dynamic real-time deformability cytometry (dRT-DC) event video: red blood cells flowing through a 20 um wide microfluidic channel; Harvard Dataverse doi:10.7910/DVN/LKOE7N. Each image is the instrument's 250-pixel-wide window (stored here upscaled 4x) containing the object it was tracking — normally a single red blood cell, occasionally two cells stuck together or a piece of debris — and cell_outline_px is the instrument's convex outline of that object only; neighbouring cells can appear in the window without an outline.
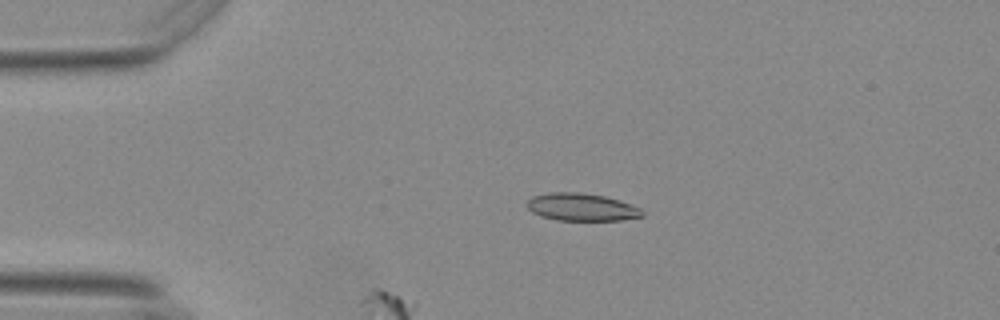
{"species": "Egyptian fruit bat (a non-hibernating species)", "species_latin": "Rousettus aegyptiacus", "temperature_condition": "warm", "stored_images_in_passage": 49, "camera_frame_rate_fps": 3000, "um_per_image_px": 0.085, "animal": {"sex": "female"}, "frame": {"image": 1, "passage_image": 6, "time_ms": 1.667, "image_size_px": [1000, 320], "cell_outline_px": [[644, 216], [620, 220], [556, 220], [540, 216], [532, 212], [528, 208], [528, 200], [532, 196], [548, 192], [576, 192], [604, 196], [640, 208], [644, 212]], "centroid_in_image_um": [49.4, 17.61], "position_along_channel_um": 35.6, "area_um2": 18.32}}
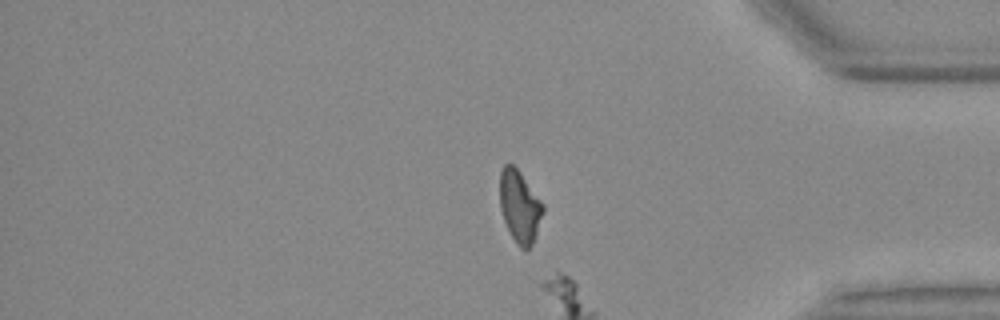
{"frame": {"image": 2, "passage_image": 40, "time_ms": 13.0, "image_size_px": [1000, 320], "cell_outline_px": [[544, 212], [536, 236], [532, 244], [528, 248], [520, 248], [512, 236], [504, 220], [500, 208], [500, 172], [504, 164], [512, 164], [520, 172], [544, 204]], "centroid_in_image_um": [44.18, 17.54], "position_along_channel_um": 391.0, "area_um2": 18.03}}
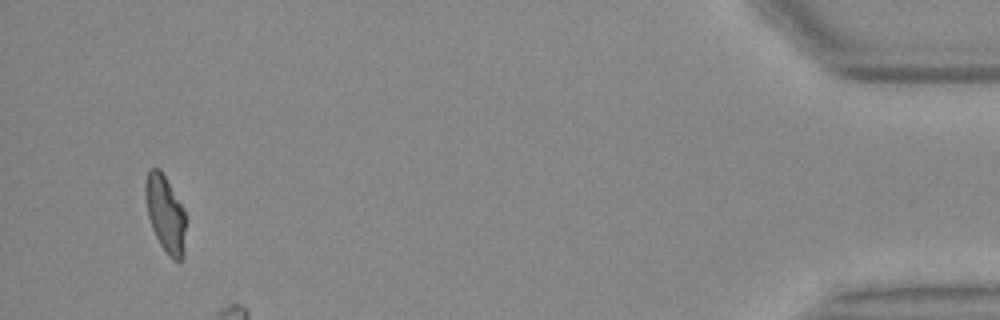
{"frame": {"image": 3, "passage_image": 47, "time_ms": 15.333, "image_size_px": [1000, 320], "cell_outline_px": [[188, 220], [184, 256], [180, 260], [172, 260], [168, 256], [160, 244], [152, 228], [148, 216], [144, 196], [144, 180], [148, 168], [160, 168], [184, 208]], "centroid_in_image_um": [14.08, 18.17], "position_along_channel_um": 421.1, "area_um2": 18.9}}